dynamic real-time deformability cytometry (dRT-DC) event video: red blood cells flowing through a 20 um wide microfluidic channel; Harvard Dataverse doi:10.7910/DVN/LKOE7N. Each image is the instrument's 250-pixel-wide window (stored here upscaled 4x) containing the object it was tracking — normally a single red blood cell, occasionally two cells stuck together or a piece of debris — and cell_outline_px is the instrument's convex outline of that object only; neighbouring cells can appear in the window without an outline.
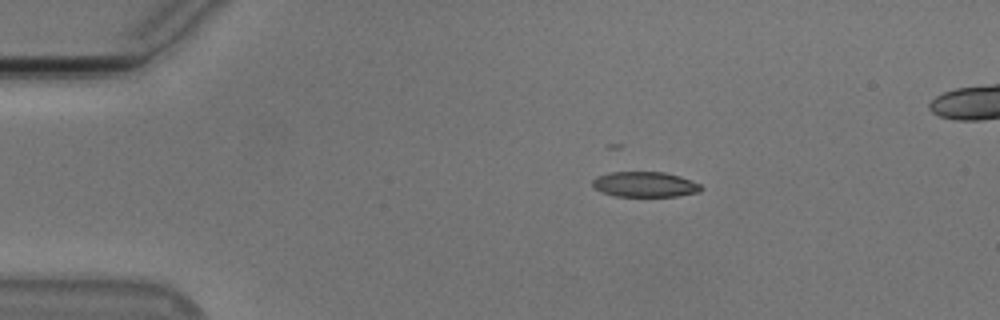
{"species": "Egyptian fruit bat (a non-hibernating species)", "species_latin": "Rousettus aegyptiacus", "temperature_condition": "cold", "stored_images_in_passage": 45, "camera_frame_rate_fps": 3000, "um_per_image_px": 0.085, "animal": {"sex": "male"}, "frame": {"image": 1, "passage_image": 1, "time_ms": 0.0, "image_size_px": [1000, 320], "cell_outline_px": [[704, 188], [700, 192], [676, 196], [616, 196], [604, 192], [596, 188], [592, 184], [592, 180], [596, 176], [608, 172], [664, 172], [680, 176], [692, 180], [700, 184]], "centroid_in_image_um": [54.85, 15.66], "position_along_channel_um": 30.2, "area_um2": 16.01}}
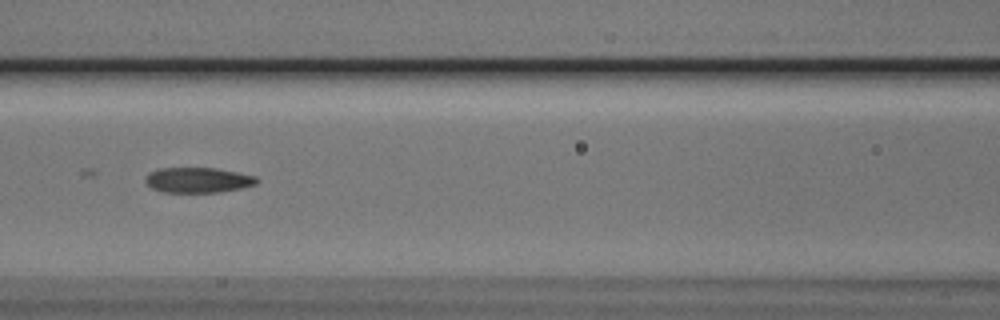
{"frame": {"image": 2, "passage_image": 15, "time_ms": 4.667, "image_size_px": [1000, 320], "cell_outline_px": [[260, 180], [256, 184], [240, 188], [220, 192], [164, 192], [152, 188], [144, 180], [144, 176], [148, 172], [160, 168], [216, 168], [256, 176]], "centroid_in_image_um": [16.81, 15.3], "position_along_channel_um": 149.8, "area_um2": 16.42}}
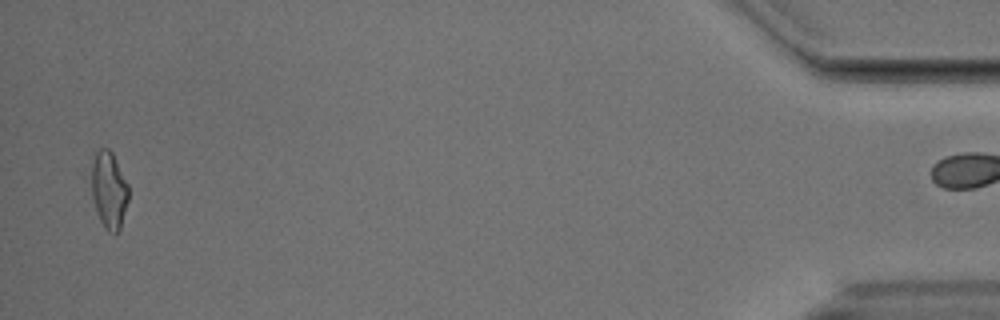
{"frame": {"image": 3, "passage_image": 44, "time_ms": 14.333, "image_size_px": [1000, 320], "cell_outline_px": [[128, 200], [120, 228], [116, 232], [108, 232], [104, 228], [100, 220], [84, 176], [96, 152], [100, 148], [108, 148], [112, 152], [128, 184]], "centroid_in_image_um": [9.15, 16.07], "position_along_channel_um": 426.0, "area_um2": 17.57}}